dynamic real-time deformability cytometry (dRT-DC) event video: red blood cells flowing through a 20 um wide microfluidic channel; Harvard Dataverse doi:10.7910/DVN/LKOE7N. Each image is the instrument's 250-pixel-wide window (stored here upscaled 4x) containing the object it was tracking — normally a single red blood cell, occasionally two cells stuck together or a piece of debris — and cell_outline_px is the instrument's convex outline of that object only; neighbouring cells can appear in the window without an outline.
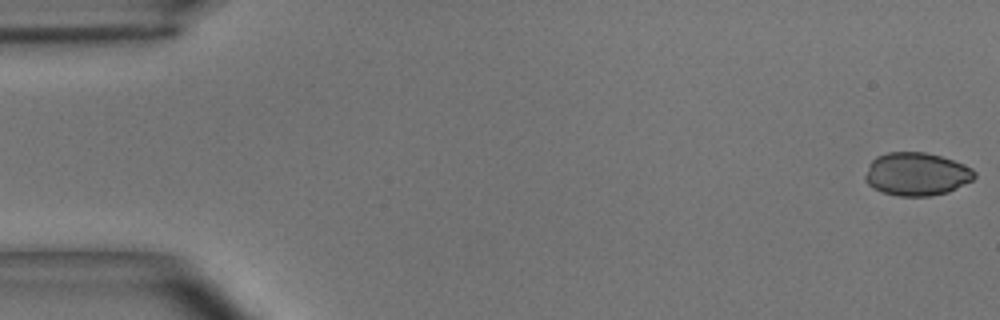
{"species": "common noctule bat (a hibernating species)", "species_latin": "Nyctalus noctula", "temperature_condition": "room temperature", "stored_images_in_passage": 5, "camera_frame_rate_fps": 3000, "um_per_image_px": 0.085, "animal": {"sex": "male", "body_mass_g": 15.6}, "frame": {"image": 1, "passage_image": 1, "time_ms": 0.0, "image_size_px": [1000, 320], "cell_outline_px": [[976, 176], [972, 180], [948, 192], [932, 196], [900, 196], [884, 192], [868, 184], [864, 180], [864, 176], [868, 164], [876, 156], [888, 152], [924, 152], [940, 156], [964, 164], [972, 168], [976, 172]], "centroid_in_image_um": [77.9, 14.79], "position_along_channel_um": 7.1, "area_um2": 27.46}}